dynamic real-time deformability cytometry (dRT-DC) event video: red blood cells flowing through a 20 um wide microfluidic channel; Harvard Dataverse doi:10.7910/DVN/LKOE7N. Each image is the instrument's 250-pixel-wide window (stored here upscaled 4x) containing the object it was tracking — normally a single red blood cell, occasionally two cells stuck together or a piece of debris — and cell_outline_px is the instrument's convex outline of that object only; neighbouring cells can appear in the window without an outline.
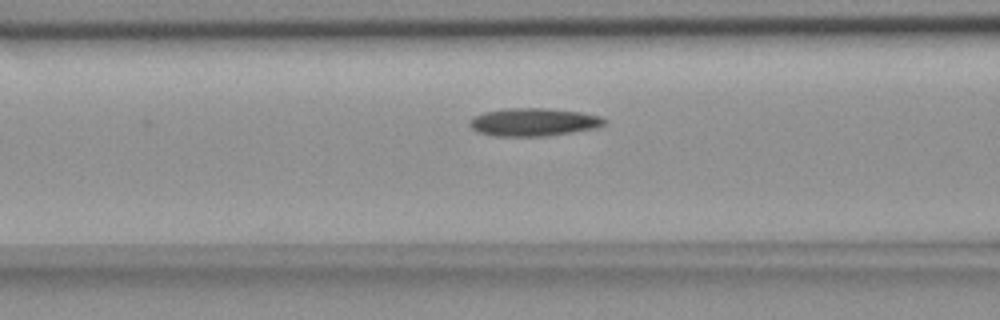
{"species": "common noctule bat (a hibernating species)", "species_latin": "Nyctalus noctula", "temperature_condition": "room temperature", "stored_images_in_passage": 28, "camera_frame_rate_fps": 3000, "um_per_image_px": 0.085, "animal": {"sex": "female", "body_mass_g": 18.4}, "frame": {"image": 1, "passage_image": 12, "time_ms": 3.667, "image_size_px": [1000, 320], "cell_outline_px": [[608, 120], [604, 124], [596, 128], [544, 136], [496, 136], [480, 132], [472, 128], [468, 124], [468, 120], [472, 116], [484, 112], [508, 108], [548, 108], [580, 112], [600, 116]], "centroid_in_image_um": [45.33, 10.37], "position_along_channel_um": 121.3, "area_um2": 21.91}}
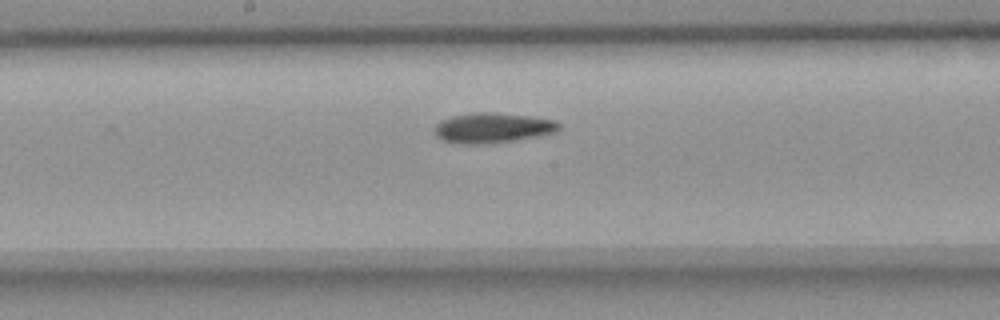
{"frame": {"image": 2, "passage_image": 19, "time_ms": 6.0, "image_size_px": [1000, 320], "cell_outline_px": [[560, 128], [552, 132], [536, 136], [516, 140], [476, 144], [464, 144], [444, 140], [436, 136], [432, 128], [440, 120], [452, 116], [472, 112], [492, 112], [528, 116], [556, 120], [560, 124]], "centroid_in_image_um": [41.81, 10.85], "position_along_channel_um": 206.4, "area_um2": 21.68}}
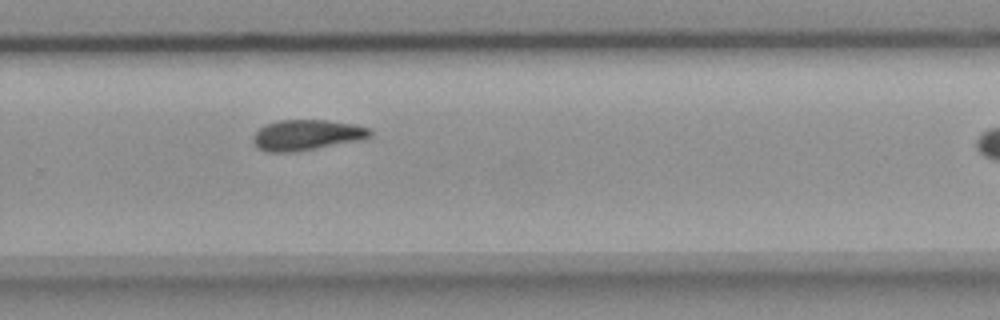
{"frame": {"image": 3, "passage_image": 27, "time_ms": 8.667, "image_size_px": [1000, 320], "cell_outline_px": [[372, 136], [364, 140], [296, 152], [264, 152], [252, 140], [252, 136], [264, 124], [280, 120], [328, 120], [356, 124], [368, 128], [372, 132]], "centroid_in_image_um": [26.11, 11.48], "position_along_channel_um": 303.7, "area_um2": 21.15}}